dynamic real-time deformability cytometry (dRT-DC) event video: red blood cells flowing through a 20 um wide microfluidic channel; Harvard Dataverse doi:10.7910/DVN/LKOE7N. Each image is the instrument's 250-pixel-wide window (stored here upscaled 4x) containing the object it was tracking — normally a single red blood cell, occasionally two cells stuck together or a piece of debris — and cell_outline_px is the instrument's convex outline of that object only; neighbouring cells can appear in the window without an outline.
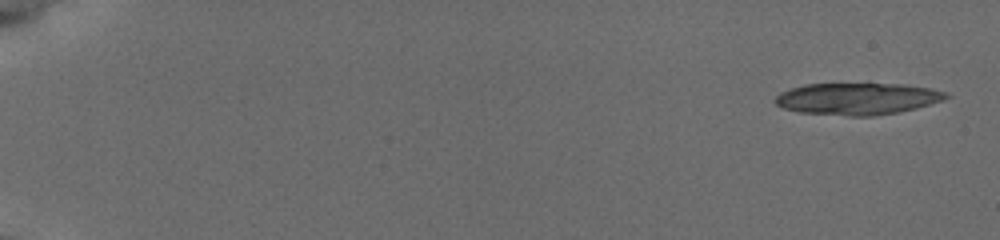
{"species": "common noctule bat (a hibernating species)", "species_latin": "Nyctalus noctula", "temperature_condition": "cold", "stored_images_in_passage": 9, "camera_frame_rate_fps": 3000, "um_per_image_px": 0.085, "animal": {"sex": "female", "body_mass_g": 19.5, "forearm_length_mm": 54.1}, "frame": {"image": 1, "passage_image": 1, "time_ms": 0.0, "image_size_px": [1000, 240], "cell_outline_px": [[952, 96], [944, 100], [916, 108], [896, 112], [872, 116], [848, 116], [800, 112], [784, 108], [776, 104], [772, 100], [780, 92], [804, 84], [904, 84], [928, 88], [948, 92]], "centroid_in_image_um": [72.88, 8.39], "position_along_channel_um": 12.1, "area_um2": 31.67}}